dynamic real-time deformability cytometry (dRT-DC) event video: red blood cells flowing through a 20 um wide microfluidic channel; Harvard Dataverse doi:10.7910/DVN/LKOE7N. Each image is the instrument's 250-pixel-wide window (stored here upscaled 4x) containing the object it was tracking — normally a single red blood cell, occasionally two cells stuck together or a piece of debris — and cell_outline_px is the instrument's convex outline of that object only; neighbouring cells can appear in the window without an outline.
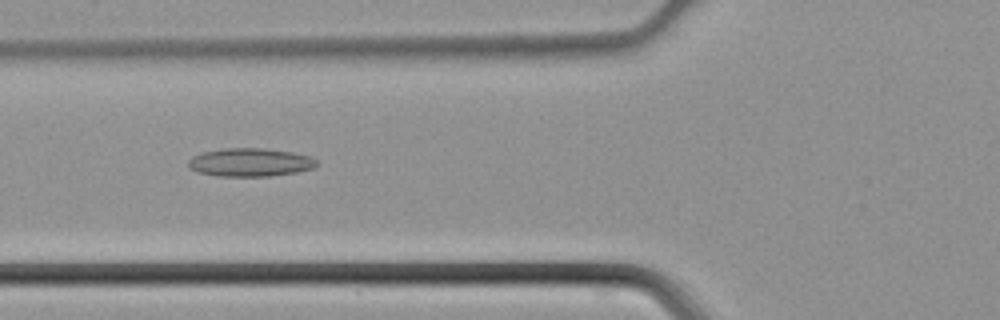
{"species": "common noctule bat (a hibernating species)", "species_latin": "Nyctalus noctula", "temperature_condition": "cold", "stored_images_in_passage": 36, "camera_frame_rate_fps": 3000, "um_per_image_px": 0.085, "animal": {"sex": "male", "body_mass_g": 21.5, "forearm_length_mm": 52.0}, "frame": {"image": 1, "passage_image": 8, "time_ms": 2.333, "image_size_px": [1000, 320], "cell_outline_px": [[316, 164], [312, 168], [296, 172], [272, 176], [216, 176], [196, 172], [188, 168], [188, 160], [192, 156], [200, 152], [224, 148], [264, 148], [292, 152], [308, 156], [316, 160]], "centroid_in_image_um": [21.18, 13.8], "position_along_channel_um": 104.6, "area_um2": 21.27}}
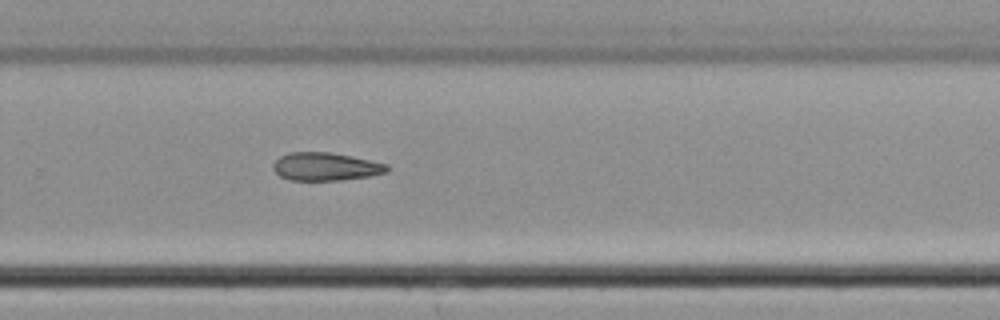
{"frame": {"image": 2, "passage_image": 21, "time_ms": 6.667, "image_size_px": [1000, 320], "cell_outline_px": [[388, 172], [368, 176], [340, 180], [288, 180], [280, 176], [272, 168], [272, 164], [280, 156], [288, 152], [332, 152], [352, 156], [388, 164]], "centroid_in_image_um": [27.66, 14.15], "position_along_channel_um": 302.1, "area_um2": 18.67}}
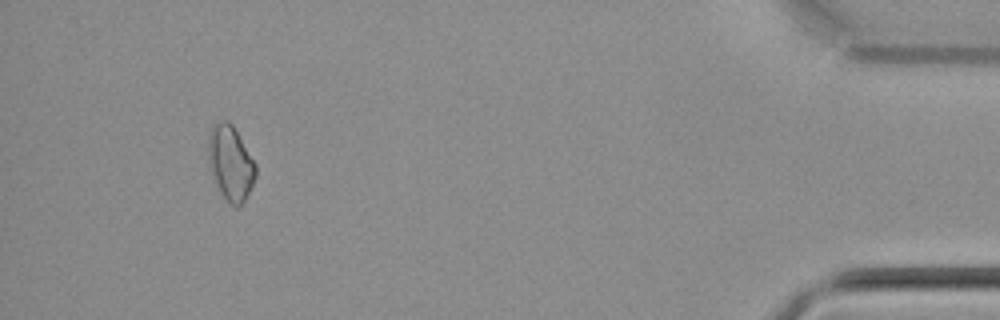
{"frame": {"image": 3, "passage_image": 33, "time_ms": 10.667, "image_size_px": [1000, 320], "cell_outline_px": [[256, 176], [240, 208], [236, 208], [220, 192], [212, 172], [208, 160], [208, 132], [216, 120], [228, 120], [232, 124], [256, 164]], "centroid_in_image_um": [19.58, 13.8], "position_along_channel_um": 415.6, "area_um2": 20.46}}